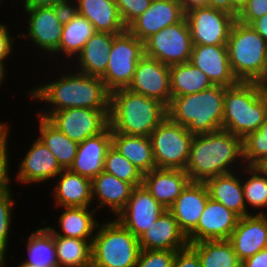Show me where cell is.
Wrapping results in <instances>:
<instances>
[{
  "instance_id": "1",
  "label": "cell",
  "mask_w": 267,
  "mask_h": 267,
  "mask_svg": "<svg viewBox=\"0 0 267 267\" xmlns=\"http://www.w3.org/2000/svg\"><path fill=\"white\" fill-rule=\"evenodd\" d=\"M62 67L54 80L42 81L26 92L31 101L45 104L36 114L47 118L52 112L80 107L100 109L108 116L110 91L102 79L78 71L69 63Z\"/></svg>"
},
{
  "instance_id": "2",
  "label": "cell",
  "mask_w": 267,
  "mask_h": 267,
  "mask_svg": "<svg viewBox=\"0 0 267 267\" xmlns=\"http://www.w3.org/2000/svg\"><path fill=\"white\" fill-rule=\"evenodd\" d=\"M244 166L242 139L220 129L194 135L185 171L190 181L206 182L210 178L241 170Z\"/></svg>"
},
{
  "instance_id": "3",
  "label": "cell",
  "mask_w": 267,
  "mask_h": 267,
  "mask_svg": "<svg viewBox=\"0 0 267 267\" xmlns=\"http://www.w3.org/2000/svg\"><path fill=\"white\" fill-rule=\"evenodd\" d=\"M167 117V107L156 99L127 88L110 92L108 126L111 132L149 137Z\"/></svg>"
},
{
  "instance_id": "4",
  "label": "cell",
  "mask_w": 267,
  "mask_h": 267,
  "mask_svg": "<svg viewBox=\"0 0 267 267\" xmlns=\"http://www.w3.org/2000/svg\"><path fill=\"white\" fill-rule=\"evenodd\" d=\"M225 89L224 86L213 85L201 92L172 97L167 107V116L173 122L185 126L193 135L220 130Z\"/></svg>"
},
{
  "instance_id": "5",
  "label": "cell",
  "mask_w": 267,
  "mask_h": 267,
  "mask_svg": "<svg viewBox=\"0 0 267 267\" xmlns=\"http://www.w3.org/2000/svg\"><path fill=\"white\" fill-rule=\"evenodd\" d=\"M267 116V91L256 82H242L226 87L222 129L242 140L258 130Z\"/></svg>"
},
{
  "instance_id": "6",
  "label": "cell",
  "mask_w": 267,
  "mask_h": 267,
  "mask_svg": "<svg viewBox=\"0 0 267 267\" xmlns=\"http://www.w3.org/2000/svg\"><path fill=\"white\" fill-rule=\"evenodd\" d=\"M99 219L91 243V267H134L140 252L138 238L115 218Z\"/></svg>"
},
{
  "instance_id": "7",
  "label": "cell",
  "mask_w": 267,
  "mask_h": 267,
  "mask_svg": "<svg viewBox=\"0 0 267 267\" xmlns=\"http://www.w3.org/2000/svg\"><path fill=\"white\" fill-rule=\"evenodd\" d=\"M229 62L238 81L256 82L265 69L267 42L251 25L235 21L227 40Z\"/></svg>"
},
{
  "instance_id": "8",
  "label": "cell",
  "mask_w": 267,
  "mask_h": 267,
  "mask_svg": "<svg viewBox=\"0 0 267 267\" xmlns=\"http://www.w3.org/2000/svg\"><path fill=\"white\" fill-rule=\"evenodd\" d=\"M156 168L185 170L194 137L168 116L150 134Z\"/></svg>"
},
{
  "instance_id": "9",
  "label": "cell",
  "mask_w": 267,
  "mask_h": 267,
  "mask_svg": "<svg viewBox=\"0 0 267 267\" xmlns=\"http://www.w3.org/2000/svg\"><path fill=\"white\" fill-rule=\"evenodd\" d=\"M144 55V42L127 29L115 34L108 65L105 74L101 77L106 88L110 92L127 88L133 79L137 63Z\"/></svg>"
},
{
  "instance_id": "10",
  "label": "cell",
  "mask_w": 267,
  "mask_h": 267,
  "mask_svg": "<svg viewBox=\"0 0 267 267\" xmlns=\"http://www.w3.org/2000/svg\"><path fill=\"white\" fill-rule=\"evenodd\" d=\"M24 14L27 30L23 32L18 30L19 38H26L37 50L43 52L49 60L56 59L55 63L59 62V44L62 38L63 24L56 18L55 12L52 6L47 7H33V8H20ZM53 57V58H52ZM56 57V58H55ZM58 60V61H57Z\"/></svg>"
},
{
  "instance_id": "11",
  "label": "cell",
  "mask_w": 267,
  "mask_h": 267,
  "mask_svg": "<svg viewBox=\"0 0 267 267\" xmlns=\"http://www.w3.org/2000/svg\"><path fill=\"white\" fill-rule=\"evenodd\" d=\"M145 55L172 66L189 62L193 43L186 17L144 42Z\"/></svg>"
},
{
  "instance_id": "12",
  "label": "cell",
  "mask_w": 267,
  "mask_h": 267,
  "mask_svg": "<svg viewBox=\"0 0 267 267\" xmlns=\"http://www.w3.org/2000/svg\"><path fill=\"white\" fill-rule=\"evenodd\" d=\"M193 45H226L236 18L211 7H200L185 13Z\"/></svg>"
},
{
  "instance_id": "13",
  "label": "cell",
  "mask_w": 267,
  "mask_h": 267,
  "mask_svg": "<svg viewBox=\"0 0 267 267\" xmlns=\"http://www.w3.org/2000/svg\"><path fill=\"white\" fill-rule=\"evenodd\" d=\"M47 119L72 141L82 143L108 126V116L100 109L69 108L52 112Z\"/></svg>"
},
{
  "instance_id": "14",
  "label": "cell",
  "mask_w": 267,
  "mask_h": 267,
  "mask_svg": "<svg viewBox=\"0 0 267 267\" xmlns=\"http://www.w3.org/2000/svg\"><path fill=\"white\" fill-rule=\"evenodd\" d=\"M128 90L153 98L168 107L172 100L170 66L144 55L136 65Z\"/></svg>"
},
{
  "instance_id": "15",
  "label": "cell",
  "mask_w": 267,
  "mask_h": 267,
  "mask_svg": "<svg viewBox=\"0 0 267 267\" xmlns=\"http://www.w3.org/2000/svg\"><path fill=\"white\" fill-rule=\"evenodd\" d=\"M31 143L33 144L29 145L26 154L24 153L22 160L19 161L18 170L13 177L15 183L23 185L22 187L41 183L43 185L53 181L63 171L56 157L38 137Z\"/></svg>"
},
{
  "instance_id": "16",
  "label": "cell",
  "mask_w": 267,
  "mask_h": 267,
  "mask_svg": "<svg viewBox=\"0 0 267 267\" xmlns=\"http://www.w3.org/2000/svg\"><path fill=\"white\" fill-rule=\"evenodd\" d=\"M166 209L143 185L134 187L126 206L115 219L137 238L143 234Z\"/></svg>"
},
{
  "instance_id": "17",
  "label": "cell",
  "mask_w": 267,
  "mask_h": 267,
  "mask_svg": "<svg viewBox=\"0 0 267 267\" xmlns=\"http://www.w3.org/2000/svg\"><path fill=\"white\" fill-rule=\"evenodd\" d=\"M239 218L236 213L209 197L197 226L187 235L188 242L229 239Z\"/></svg>"
},
{
  "instance_id": "18",
  "label": "cell",
  "mask_w": 267,
  "mask_h": 267,
  "mask_svg": "<svg viewBox=\"0 0 267 267\" xmlns=\"http://www.w3.org/2000/svg\"><path fill=\"white\" fill-rule=\"evenodd\" d=\"M184 17L185 12L177 0H152L150 7L126 29L145 42L153 34L180 22Z\"/></svg>"
},
{
  "instance_id": "19",
  "label": "cell",
  "mask_w": 267,
  "mask_h": 267,
  "mask_svg": "<svg viewBox=\"0 0 267 267\" xmlns=\"http://www.w3.org/2000/svg\"><path fill=\"white\" fill-rule=\"evenodd\" d=\"M189 62L213 85L230 87L239 82L232 72L226 45H193Z\"/></svg>"
},
{
  "instance_id": "20",
  "label": "cell",
  "mask_w": 267,
  "mask_h": 267,
  "mask_svg": "<svg viewBox=\"0 0 267 267\" xmlns=\"http://www.w3.org/2000/svg\"><path fill=\"white\" fill-rule=\"evenodd\" d=\"M228 240L241 262L267 248V217L251 214L239 218Z\"/></svg>"
},
{
  "instance_id": "21",
  "label": "cell",
  "mask_w": 267,
  "mask_h": 267,
  "mask_svg": "<svg viewBox=\"0 0 267 267\" xmlns=\"http://www.w3.org/2000/svg\"><path fill=\"white\" fill-rule=\"evenodd\" d=\"M209 197L205 182L190 181L168 208L186 236L197 226Z\"/></svg>"
},
{
  "instance_id": "22",
  "label": "cell",
  "mask_w": 267,
  "mask_h": 267,
  "mask_svg": "<svg viewBox=\"0 0 267 267\" xmlns=\"http://www.w3.org/2000/svg\"><path fill=\"white\" fill-rule=\"evenodd\" d=\"M111 145L112 132L107 126L101 133L88 137L78 144L74 162L69 169L92 180L104 171L106 152Z\"/></svg>"
},
{
  "instance_id": "23",
  "label": "cell",
  "mask_w": 267,
  "mask_h": 267,
  "mask_svg": "<svg viewBox=\"0 0 267 267\" xmlns=\"http://www.w3.org/2000/svg\"><path fill=\"white\" fill-rule=\"evenodd\" d=\"M140 250L177 251L189 245L174 216L166 210L138 237Z\"/></svg>"
},
{
  "instance_id": "24",
  "label": "cell",
  "mask_w": 267,
  "mask_h": 267,
  "mask_svg": "<svg viewBox=\"0 0 267 267\" xmlns=\"http://www.w3.org/2000/svg\"><path fill=\"white\" fill-rule=\"evenodd\" d=\"M61 213L52 227H44L52 234L82 240H93L99 220L96 218V209L93 207H60ZM92 209V210H91ZM58 226V227H57ZM60 228V229H57Z\"/></svg>"
},
{
  "instance_id": "25",
  "label": "cell",
  "mask_w": 267,
  "mask_h": 267,
  "mask_svg": "<svg viewBox=\"0 0 267 267\" xmlns=\"http://www.w3.org/2000/svg\"><path fill=\"white\" fill-rule=\"evenodd\" d=\"M52 198L56 208L95 207L92 200L91 179L72 172L63 171L53 180Z\"/></svg>"
},
{
  "instance_id": "26",
  "label": "cell",
  "mask_w": 267,
  "mask_h": 267,
  "mask_svg": "<svg viewBox=\"0 0 267 267\" xmlns=\"http://www.w3.org/2000/svg\"><path fill=\"white\" fill-rule=\"evenodd\" d=\"M93 205L96 211L109 209L110 216L116 215L126 206L134 186L131 183L117 179L112 174L102 171L91 180ZM96 202V203H95ZM102 207V208H101ZM105 207V208H104Z\"/></svg>"
},
{
  "instance_id": "27",
  "label": "cell",
  "mask_w": 267,
  "mask_h": 267,
  "mask_svg": "<svg viewBox=\"0 0 267 267\" xmlns=\"http://www.w3.org/2000/svg\"><path fill=\"white\" fill-rule=\"evenodd\" d=\"M190 182L185 170L155 168L143 174L142 185L166 210Z\"/></svg>"
},
{
  "instance_id": "28",
  "label": "cell",
  "mask_w": 267,
  "mask_h": 267,
  "mask_svg": "<svg viewBox=\"0 0 267 267\" xmlns=\"http://www.w3.org/2000/svg\"><path fill=\"white\" fill-rule=\"evenodd\" d=\"M114 35L108 32H96L70 64L89 76L101 78L108 65Z\"/></svg>"
},
{
  "instance_id": "29",
  "label": "cell",
  "mask_w": 267,
  "mask_h": 267,
  "mask_svg": "<svg viewBox=\"0 0 267 267\" xmlns=\"http://www.w3.org/2000/svg\"><path fill=\"white\" fill-rule=\"evenodd\" d=\"M205 184L210 198L218 201L240 218L251 215L244 201L241 170L210 178Z\"/></svg>"
},
{
  "instance_id": "30",
  "label": "cell",
  "mask_w": 267,
  "mask_h": 267,
  "mask_svg": "<svg viewBox=\"0 0 267 267\" xmlns=\"http://www.w3.org/2000/svg\"><path fill=\"white\" fill-rule=\"evenodd\" d=\"M78 14L85 17L97 32L119 34L126 30L115 0H76Z\"/></svg>"
},
{
  "instance_id": "31",
  "label": "cell",
  "mask_w": 267,
  "mask_h": 267,
  "mask_svg": "<svg viewBox=\"0 0 267 267\" xmlns=\"http://www.w3.org/2000/svg\"><path fill=\"white\" fill-rule=\"evenodd\" d=\"M112 146L142 174L156 168L150 137L112 132Z\"/></svg>"
},
{
  "instance_id": "32",
  "label": "cell",
  "mask_w": 267,
  "mask_h": 267,
  "mask_svg": "<svg viewBox=\"0 0 267 267\" xmlns=\"http://www.w3.org/2000/svg\"><path fill=\"white\" fill-rule=\"evenodd\" d=\"M34 118L38 120L36 135L56 157L62 169H69L77 153L78 143L72 141L55 127L47 118L38 114Z\"/></svg>"
},
{
  "instance_id": "33",
  "label": "cell",
  "mask_w": 267,
  "mask_h": 267,
  "mask_svg": "<svg viewBox=\"0 0 267 267\" xmlns=\"http://www.w3.org/2000/svg\"><path fill=\"white\" fill-rule=\"evenodd\" d=\"M95 27L83 16L76 15L63 25L59 44V62L70 63L82 51L85 43L96 33ZM63 56V57H62ZM66 58V60H65Z\"/></svg>"
},
{
  "instance_id": "34",
  "label": "cell",
  "mask_w": 267,
  "mask_h": 267,
  "mask_svg": "<svg viewBox=\"0 0 267 267\" xmlns=\"http://www.w3.org/2000/svg\"><path fill=\"white\" fill-rule=\"evenodd\" d=\"M28 239L24 240L27 258L24 255L20 263L41 267H58L53 235L44 227H38L31 231Z\"/></svg>"
},
{
  "instance_id": "35",
  "label": "cell",
  "mask_w": 267,
  "mask_h": 267,
  "mask_svg": "<svg viewBox=\"0 0 267 267\" xmlns=\"http://www.w3.org/2000/svg\"><path fill=\"white\" fill-rule=\"evenodd\" d=\"M170 83L172 97L194 94L213 86L207 75L190 62L170 66Z\"/></svg>"
},
{
  "instance_id": "36",
  "label": "cell",
  "mask_w": 267,
  "mask_h": 267,
  "mask_svg": "<svg viewBox=\"0 0 267 267\" xmlns=\"http://www.w3.org/2000/svg\"><path fill=\"white\" fill-rule=\"evenodd\" d=\"M189 245L197 252L201 267H241L228 239L203 240Z\"/></svg>"
},
{
  "instance_id": "37",
  "label": "cell",
  "mask_w": 267,
  "mask_h": 267,
  "mask_svg": "<svg viewBox=\"0 0 267 267\" xmlns=\"http://www.w3.org/2000/svg\"><path fill=\"white\" fill-rule=\"evenodd\" d=\"M58 267H91L92 241L53 235Z\"/></svg>"
},
{
  "instance_id": "38",
  "label": "cell",
  "mask_w": 267,
  "mask_h": 267,
  "mask_svg": "<svg viewBox=\"0 0 267 267\" xmlns=\"http://www.w3.org/2000/svg\"><path fill=\"white\" fill-rule=\"evenodd\" d=\"M241 171L246 208L251 214L263 215L267 210V176L257 166H244ZM250 209H255L254 213Z\"/></svg>"
},
{
  "instance_id": "39",
  "label": "cell",
  "mask_w": 267,
  "mask_h": 267,
  "mask_svg": "<svg viewBox=\"0 0 267 267\" xmlns=\"http://www.w3.org/2000/svg\"><path fill=\"white\" fill-rule=\"evenodd\" d=\"M104 171L134 187L142 185L143 174L112 145L106 152Z\"/></svg>"
},
{
  "instance_id": "40",
  "label": "cell",
  "mask_w": 267,
  "mask_h": 267,
  "mask_svg": "<svg viewBox=\"0 0 267 267\" xmlns=\"http://www.w3.org/2000/svg\"><path fill=\"white\" fill-rule=\"evenodd\" d=\"M13 193L11 189L10 191L0 194V254L5 258V263H7L8 257L9 261L14 260L13 255H7L9 254V245H11L9 241H11L10 237L12 236V220L16 214L14 213V206H17Z\"/></svg>"
},
{
  "instance_id": "41",
  "label": "cell",
  "mask_w": 267,
  "mask_h": 267,
  "mask_svg": "<svg viewBox=\"0 0 267 267\" xmlns=\"http://www.w3.org/2000/svg\"><path fill=\"white\" fill-rule=\"evenodd\" d=\"M245 166H258L267 158V116L261 127L242 140Z\"/></svg>"
},
{
  "instance_id": "42",
  "label": "cell",
  "mask_w": 267,
  "mask_h": 267,
  "mask_svg": "<svg viewBox=\"0 0 267 267\" xmlns=\"http://www.w3.org/2000/svg\"><path fill=\"white\" fill-rule=\"evenodd\" d=\"M177 251L140 250L134 267H173Z\"/></svg>"
},
{
  "instance_id": "43",
  "label": "cell",
  "mask_w": 267,
  "mask_h": 267,
  "mask_svg": "<svg viewBox=\"0 0 267 267\" xmlns=\"http://www.w3.org/2000/svg\"><path fill=\"white\" fill-rule=\"evenodd\" d=\"M152 0H115L123 24L127 27L138 16L142 15Z\"/></svg>"
},
{
  "instance_id": "44",
  "label": "cell",
  "mask_w": 267,
  "mask_h": 267,
  "mask_svg": "<svg viewBox=\"0 0 267 267\" xmlns=\"http://www.w3.org/2000/svg\"><path fill=\"white\" fill-rule=\"evenodd\" d=\"M10 135L8 134L7 141L0 147V194L10 191L11 187H13L11 184L13 183L12 181V174L10 173L11 171V152L10 147L8 146L9 140H10ZM10 154V155H9ZM10 156V157H9Z\"/></svg>"
},
{
  "instance_id": "45",
  "label": "cell",
  "mask_w": 267,
  "mask_h": 267,
  "mask_svg": "<svg viewBox=\"0 0 267 267\" xmlns=\"http://www.w3.org/2000/svg\"><path fill=\"white\" fill-rule=\"evenodd\" d=\"M267 14V0H248L238 13L236 20L250 25L254 20Z\"/></svg>"
},
{
  "instance_id": "46",
  "label": "cell",
  "mask_w": 267,
  "mask_h": 267,
  "mask_svg": "<svg viewBox=\"0 0 267 267\" xmlns=\"http://www.w3.org/2000/svg\"><path fill=\"white\" fill-rule=\"evenodd\" d=\"M0 61H3L4 63L9 62V60L12 59L11 54H15V46L16 44L15 39H19V33H15L14 35L13 32L10 31L9 26L7 25V22L5 24V21L2 22L0 21ZM12 33V34H11ZM14 36V37H13Z\"/></svg>"
},
{
  "instance_id": "47",
  "label": "cell",
  "mask_w": 267,
  "mask_h": 267,
  "mask_svg": "<svg viewBox=\"0 0 267 267\" xmlns=\"http://www.w3.org/2000/svg\"><path fill=\"white\" fill-rule=\"evenodd\" d=\"M52 7L56 18L63 25L70 22L76 15H78L76 0H61Z\"/></svg>"
},
{
  "instance_id": "48",
  "label": "cell",
  "mask_w": 267,
  "mask_h": 267,
  "mask_svg": "<svg viewBox=\"0 0 267 267\" xmlns=\"http://www.w3.org/2000/svg\"><path fill=\"white\" fill-rule=\"evenodd\" d=\"M173 267H201L197 252L190 245L177 250Z\"/></svg>"
},
{
  "instance_id": "49",
  "label": "cell",
  "mask_w": 267,
  "mask_h": 267,
  "mask_svg": "<svg viewBox=\"0 0 267 267\" xmlns=\"http://www.w3.org/2000/svg\"><path fill=\"white\" fill-rule=\"evenodd\" d=\"M241 267H267V248L245 259Z\"/></svg>"
},
{
  "instance_id": "50",
  "label": "cell",
  "mask_w": 267,
  "mask_h": 267,
  "mask_svg": "<svg viewBox=\"0 0 267 267\" xmlns=\"http://www.w3.org/2000/svg\"><path fill=\"white\" fill-rule=\"evenodd\" d=\"M177 2L185 13L194 8L209 7V0H177Z\"/></svg>"
},
{
  "instance_id": "51",
  "label": "cell",
  "mask_w": 267,
  "mask_h": 267,
  "mask_svg": "<svg viewBox=\"0 0 267 267\" xmlns=\"http://www.w3.org/2000/svg\"><path fill=\"white\" fill-rule=\"evenodd\" d=\"M250 25L267 42V14L254 20Z\"/></svg>"
},
{
  "instance_id": "52",
  "label": "cell",
  "mask_w": 267,
  "mask_h": 267,
  "mask_svg": "<svg viewBox=\"0 0 267 267\" xmlns=\"http://www.w3.org/2000/svg\"><path fill=\"white\" fill-rule=\"evenodd\" d=\"M58 1L61 0H24L19 6L21 5L20 8L47 7L53 6Z\"/></svg>"
},
{
  "instance_id": "53",
  "label": "cell",
  "mask_w": 267,
  "mask_h": 267,
  "mask_svg": "<svg viewBox=\"0 0 267 267\" xmlns=\"http://www.w3.org/2000/svg\"><path fill=\"white\" fill-rule=\"evenodd\" d=\"M209 7L222 10L232 15L231 0H209Z\"/></svg>"
},
{
  "instance_id": "54",
  "label": "cell",
  "mask_w": 267,
  "mask_h": 267,
  "mask_svg": "<svg viewBox=\"0 0 267 267\" xmlns=\"http://www.w3.org/2000/svg\"><path fill=\"white\" fill-rule=\"evenodd\" d=\"M8 121H0V147L7 141L8 138V134H10L11 132V128H10V124L11 122L8 124Z\"/></svg>"
},
{
  "instance_id": "55",
  "label": "cell",
  "mask_w": 267,
  "mask_h": 267,
  "mask_svg": "<svg viewBox=\"0 0 267 267\" xmlns=\"http://www.w3.org/2000/svg\"><path fill=\"white\" fill-rule=\"evenodd\" d=\"M248 0H231L232 16L237 17L238 13L243 9Z\"/></svg>"
},
{
  "instance_id": "56",
  "label": "cell",
  "mask_w": 267,
  "mask_h": 267,
  "mask_svg": "<svg viewBox=\"0 0 267 267\" xmlns=\"http://www.w3.org/2000/svg\"><path fill=\"white\" fill-rule=\"evenodd\" d=\"M256 83L265 91H267V56L265 69L262 73V76L256 81Z\"/></svg>"
},
{
  "instance_id": "57",
  "label": "cell",
  "mask_w": 267,
  "mask_h": 267,
  "mask_svg": "<svg viewBox=\"0 0 267 267\" xmlns=\"http://www.w3.org/2000/svg\"><path fill=\"white\" fill-rule=\"evenodd\" d=\"M6 64L8 63H4L3 61H0V88L3 85V82H6L7 80V78H5L8 75V73H6L8 69Z\"/></svg>"
},
{
  "instance_id": "58",
  "label": "cell",
  "mask_w": 267,
  "mask_h": 267,
  "mask_svg": "<svg viewBox=\"0 0 267 267\" xmlns=\"http://www.w3.org/2000/svg\"><path fill=\"white\" fill-rule=\"evenodd\" d=\"M267 176V158L257 166Z\"/></svg>"
},
{
  "instance_id": "59",
  "label": "cell",
  "mask_w": 267,
  "mask_h": 267,
  "mask_svg": "<svg viewBox=\"0 0 267 267\" xmlns=\"http://www.w3.org/2000/svg\"><path fill=\"white\" fill-rule=\"evenodd\" d=\"M16 267H41V266H36V265H29V264H17Z\"/></svg>"
},
{
  "instance_id": "60",
  "label": "cell",
  "mask_w": 267,
  "mask_h": 267,
  "mask_svg": "<svg viewBox=\"0 0 267 267\" xmlns=\"http://www.w3.org/2000/svg\"><path fill=\"white\" fill-rule=\"evenodd\" d=\"M5 264V258L0 254V267Z\"/></svg>"
},
{
  "instance_id": "61",
  "label": "cell",
  "mask_w": 267,
  "mask_h": 267,
  "mask_svg": "<svg viewBox=\"0 0 267 267\" xmlns=\"http://www.w3.org/2000/svg\"><path fill=\"white\" fill-rule=\"evenodd\" d=\"M7 1H8V0H6V1H5V0H0V4H2V6H3V5H5V4H3V3L7 2ZM0 6H1V5H0ZM0 8H1V7H0Z\"/></svg>"
},
{
  "instance_id": "62",
  "label": "cell",
  "mask_w": 267,
  "mask_h": 267,
  "mask_svg": "<svg viewBox=\"0 0 267 267\" xmlns=\"http://www.w3.org/2000/svg\"><path fill=\"white\" fill-rule=\"evenodd\" d=\"M9 1H12V0H9ZM14 1H15V0H13V2H14ZM17 1H18V2L20 1V2L18 3ZM23 1H24V0H16V3H17V4H20V3H22Z\"/></svg>"
}]
</instances>
